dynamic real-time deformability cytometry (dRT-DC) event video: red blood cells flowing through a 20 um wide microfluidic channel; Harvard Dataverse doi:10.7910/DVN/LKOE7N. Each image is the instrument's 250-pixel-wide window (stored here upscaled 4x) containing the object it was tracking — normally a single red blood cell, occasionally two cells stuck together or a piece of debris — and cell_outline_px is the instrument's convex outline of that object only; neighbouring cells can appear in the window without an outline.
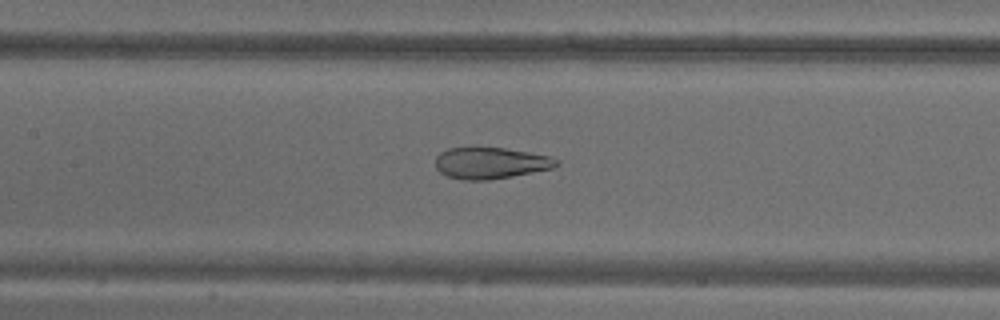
{"species": "common noctule bat (a hibernating species)", "species_latin": "Nyctalus noctula", "temperature_condition": "warm", "stored_images_in_passage": 47, "camera_frame_rate_fps": 3000, "um_per_image_px": 0.085, "animal": {"sex": "male", "body_mass_g": 18.8}, "frame": {"image": 1, "passage_image": 18, "time_ms": 5.667, "image_size_px": [1000, 320], "cell_outline_px": [[560, 164], [556, 168], [512, 176], [488, 180], [464, 180], [448, 176], [440, 172], [436, 168], [436, 156], [440, 152], [448, 148], [472, 144], [504, 148], [528, 152], [548, 156], [560, 160]], "centroid_in_image_um": [41.68, 13.81], "position_along_channel_um": 165.7, "area_um2": 22.95}}
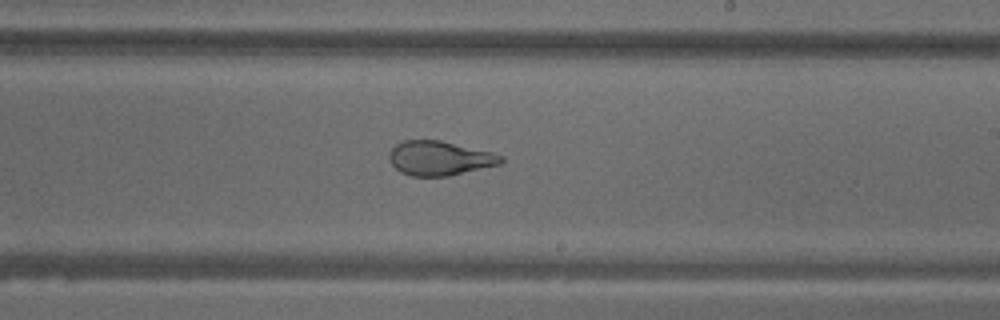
{"frame": {"image": 2, "passage_image": 25, "time_ms": 8.0, "image_size_px": [1000, 320], "cell_outline_px": [[504, 160], [500, 164], [448, 176], [412, 176], [400, 172], [392, 164], [388, 156], [392, 148], [396, 144], [404, 140], [440, 140], [492, 152], [504, 156]], "centroid_in_image_um": [37.37, 13.44], "position_along_channel_um": 251.6, "area_um2": 22.31}}
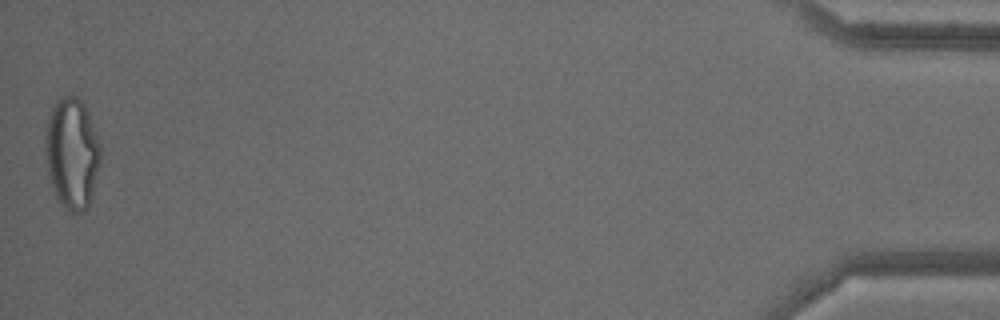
{"frame": {"image": 3, "passage_image": 47, "time_ms": 15.333, "image_size_px": [1000, 320], "cell_outline_px": [[100, 164], [92, 196], [88, 208], [72, 216], [64, 208], [56, 196], [48, 176], [44, 160], [44, 136], [48, 120], [52, 108], [56, 100], [64, 96], [76, 96], [84, 104], [88, 112], [96, 132], [100, 144]], "centroid_in_image_um": [6.1, 13.07], "position_along_channel_um": 429.1, "area_um2": 36.36}, "authors_computed_cell_mechanics": {"area_um2": 28.4954, "velocity_mm_per_s": 3.6981, "shape_relaxation_time_tau1_ms": null, "shape_relaxation_time_tau2_ms": 0.838, "deformation_change_tau1": null, "deformation_change_tau2": 0.0856}}